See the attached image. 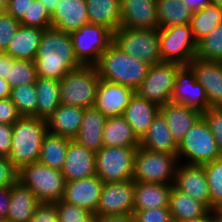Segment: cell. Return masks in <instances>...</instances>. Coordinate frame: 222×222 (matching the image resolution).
I'll return each mask as SVG.
<instances>
[{
	"mask_svg": "<svg viewBox=\"0 0 222 222\" xmlns=\"http://www.w3.org/2000/svg\"><path fill=\"white\" fill-rule=\"evenodd\" d=\"M34 62L37 76L58 81L82 66L76 59L70 33L55 27L44 29Z\"/></svg>",
	"mask_w": 222,
	"mask_h": 222,
	"instance_id": "6da1fadb",
	"label": "cell"
},
{
	"mask_svg": "<svg viewBox=\"0 0 222 222\" xmlns=\"http://www.w3.org/2000/svg\"><path fill=\"white\" fill-rule=\"evenodd\" d=\"M149 66L112 43L101 54L96 68L100 79L125 85L136 91L146 77Z\"/></svg>",
	"mask_w": 222,
	"mask_h": 222,
	"instance_id": "7a4b0ae2",
	"label": "cell"
},
{
	"mask_svg": "<svg viewBox=\"0 0 222 222\" xmlns=\"http://www.w3.org/2000/svg\"><path fill=\"white\" fill-rule=\"evenodd\" d=\"M47 132L46 120L35 116H21L13 124L8 158L18 170L24 165L38 162L42 140Z\"/></svg>",
	"mask_w": 222,
	"mask_h": 222,
	"instance_id": "3957f363",
	"label": "cell"
},
{
	"mask_svg": "<svg viewBox=\"0 0 222 222\" xmlns=\"http://www.w3.org/2000/svg\"><path fill=\"white\" fill-rule=\"evenodd\" d=\"M100 78L96 66H81L59 80L60 103L83 109L94 107Z\"/></svg>",
	"mask_w": 222,
	"mask_h": 222,
	"instance_id": "277c9868",
	"label": "cell"
},
{
	"mask_svg": "<svg viewBox=\"0 0 222 222\" xmlns=\"http://www.w3.org/2000/svg\"><path fill=\"white\" fill-rule=\"evenodd\" d=\"M220 157L216 138L210 130L208 123L201 117L187 131L183 140L179 143L177 151L178 161L182 163L185 160V164L189 165H203Z\"/></svg>",
	"mask_w": 222,
	"mask_h": 222,
	"instance_id": "5b68a950",
	"label": "cell"
},
{
	"mask_svg": "<svg viewBox=\"0 0 222 222\" xmlns=\"http://www.w3.org/2000/svg\"><path fill=\"white\" fill-rule=\"evenodd\" d=\"M18 181L31 189L40 202L60 201L66 180L62 172L40 162L27 164L19 169Z\"/></svg>",
	"mask_w": 222,
	"mask_h": 222,
	"instance_id": "8992f818",
	"label": "cell"
},
{
	"mask_svg": "<svg viewBox=\"0 0 222 222\" xmlns=\"http://www.w3.org/2000/svg\"><path fill=\"white\" fill-rule=\"evenodd\" d=\"M178 164L177 155L139 147L135 154L133 180L173 185Z\"/></svg>",
	"mask_w": 222,
	"mask_h": 222,
	"instance_id": "52a82bcc",
	"label": "cell"
},
{
	"mask_svg": "<svg viewBox=\"0 0 222 222\" xmlns=\"http://www.w3.org/2000/svg\"><path fill=\"white\" fill-rule=\"evenodd\" d=\"M113 43L124 53L149 65L162 62L158 29H135L120 27L113 33Z\"/></svg>",
	"mask_w": 222,
	"mask_h": 222,
	"instance_id": "ba28073f",
	"label": "cell"
},
{
	"mask_svg": "<svg viewBox=\"0 0 222 222\" xmlns=\"http://www.w3.org/2000/svg\"><path fill=\"white\" fill-rule=\"evenodd\" d=\"M70 37L76 59L82 66H96L101 54L113 43V32L93 23L71 32Z\"/></svg>",
	"mask_w": 222,
	"mask_h": 222,
	"instance_id": "9c48e42d",
	"label": "cell"
},
{
	"mask_svg": "<svg viewBox=\"0 0 222 222\" xmlns=\"http://www.w3.org/2000/svg\"><path fill=\"white\" fill-rule=\"evenodd\" d=\"M158 38L162 62L188 65L196 56L197 42L190 24L159 28Z\"/></svg>",
	"mask_w": 222,
	"mask_h": 222,
	"instance_id": "30bf717a",
	"label": "cell"
},
{
	"mask_svg": "<svg viewBox=\"0 0 222 222\" xmlns=\"http://www.w3.org/2000/svg\"><path fill=\"white\" fill-rule=\"evenodd\" d=\"M136 150L103 146L96 152V175L104 183L132 180Z\"/></svg>",
	"mask_w": 222,
	"mask_h": 222,
	"instance_id": "8fae6325",
	"label": "cell"
},
{
	"mask_svg": "<svg viewBox=\"0 0 222 222\" xmlns=\"http://www.w3.org/2000/svg\"><path fill=\"white\" fill-rule=\"evenodd\" d=\"M182 66L173 62L150 65L146 77L135 93L158 106L165 105L171 101L176 75Z\"/></svg>",
	"mask_w": 222,
	"mask_h": 222,
	"instance_id": "7c38bea8",
	"label": "cell"
},
{
	"mask_svg": "<svg viewBox=\"0 0 222 222\" xmlns=\"http://www.w3.org/2000/svg\"><path fill=\"white\" fill-rule=\"evenodd\" d=\"M134 180L104 183L95 216L133 214Z\"/></svg>",
	"mask_w": 222,
	"mask_h": 222,
	"instance_id": "4fadbf2b",
	"label": "cell"
},
{
	"mask_svg": "<svg viewBox=\"0 0 222 222\" xmlns=\"http://www.w3.org/2000/svg\"><path fill=\"white\" fill-rule=\"evenodd\" d=\"M171 102L183 104L201 112L209 108L205 90L197 82L194 72L188 65H183L177 72Z\"/></svg>",
	"mask_w": 222,
	"mask_h": 222,
	"instance_id": "5bb4252c",
	"label": "cell"
},
{
	"mask_svg": "<svg viewBox=\"0 0 222 222\" xmlns=\"http://www.w3.org/2000/svg\"><path fill=\"white\" fill-rule=\"evenodd\" d=\"M206 93L209 107H222V62L194 57L188 64Z\"/></svg>",
	"mask_w": 222,
	"mask_h": 222,
	"instance_id": "9a60e30c",
	"label": "cell"
},
{
	"mask_svg": "<svg viewBox=\"0 0 222 222\" xmlns=\"http://www.w3.org/2000/svg\"><path fill=\"white\" fill-rule=\"evenodd\" d=\"M120 27L159 29L156 0H120Z\"/></svg>",
	"mask_w": 222,
	"mask_h": 222,
	"instance_id": "2e32d148",
	"label": "cell"
},
{
	"mask_svg": "<svg viewBox=\"0 0 222 222\" xmlns=\"http://www.w3.org/2000/svg\"><path fill=\"white\" fill-rule=\"evenodd\" d=\"M135 91L125 85L100 79L95 107L106 117L123 115Z\"/></svg>",
	"mask_w": 222,
	"mask_h": 222,
	"instance_id": "e0dca14e",
	"label": "cell"
},
{
	"mask_svg": "<svg viewBox=\"0 0 222 222\" xmlns=\"http://www.w3.org/2000/svg\"><path fill=\"white\" fill-rule=\"evenodd\" d=\"M103 184L97 175L66 182L61 200L95 213Z\"/></svg>",
	"mask_w": 222,
	"mask_h": 222,
	"instance_id": "ac0fdd59",
	"label": "cell"
},
{
	"mask_svg": "<svg viewBox=\"0 0 222 222\" xmlns=\"http://www.w3.org/2000/svg\"><path fill=\"white\" fill-rule=\"evenodd\" d=\"M173 186L210 209V193L203 165H189L179 162Z\"/></svg>",
	"mask_w": 222,
	"mask_h": 222,
	"instance_id": "d6986e66",
	"label": "cell"
},
{
	"mask_svg": "<svg viewBox=\"0 0 222 222\" xmlns=\"http://www.w3.org/2000/svg\"><path fill=\"white\" fill-rule=\"evenodd\" d=\"M96 153L71 139L63 168L66 182L96 175Z\"/></svg>",
	"mask_w": 222,
	"mask_h": 222,
	"instance_id": "ffe728a7",
	"label": "cell"
},
{
	"mask_svg": "<svg viewBox=\"0 0 222 222\" xmlns=\"http://www.w3.org/2000/svg\"><path fill=\"white\" fill-rule=\"evenodd\" d=\"M88 23L86 0H60L51 14V27L66 33L77 31Z\"/></svg>",
	"mask_w": 222,
	"mask_h": 222,
	"instance_id": "44dd1931",
	"label": "cell"
},
{
	"mask_svg": "<svg viewBox=\"0 0 222 222\" xmlns=\"http://www.w3.org/2000/svg\"><path fill=\"white\" fill-rule=\"evenodd\" d=\"M140 147L151 152L177 155L178 144L175 142L167 120L161 111L157 113L147 132L140 139Z\"/></svg>",
	"mask_w": 222,
	"mask_h": 222,
	"instance_id": "7402d4cb",
	"label": "cell"
},
{
	"mask_svg": "<svg viewBox=\"0 0 222 222\" xmlns=\"http://www.w3.org/2000/svg\"><path fill=\"white\" fill-rule=\"evenodd\" d=\"M167 120L170 132L179 145L187 131L202 117V112L183 104L167 102L160 106Z\"/></svg>",
	"mask_w": 222,
	"mask_h": 222,
	"instance_id": "603a6c76",
	"label": "cell"
},
{
	"mask_svg": "<svg viewBox=\"0 0 222 222\" xmlns=\"http://www.w3.org/2000/svg\"><path fill=\"white\" fill-rule=\"evenodd\" d=\"M83 114V108L60 104L46 119L48 132L74 139L79 133Z\"/></svg>",
	"mask_w": 222,
	"mask_h": 222,
	"instance_id": "cb8c5ba5",
	"label": "cell"
},
{
	"mask_svg": "<svg viewBox=\"0 0 222 222\" xmlns=\"http://www.w3.org/2000/svg\"><path fill=\"white\" fill-rule=\"evenodd\" d=\"M106 120L107 117L95 106L84 109L81 127L74 140L96 153L103 147L102 136Z\"/></svg>",
	"mask_w": 222,
	"mask_h": 222,
	"instance_id": "d4e9b609",
	"label": "cell"
},
{
	"mask_svg": "<svg viewBox=\"0 0 222 222\" xmlns=\"http://www.w3.org/2000/svg\"><path fill=\"white\" fill-rule=\"evenodd\" d=\"M159 111L160 106L135 93L122 116L130 124L137 137L141 139Z\"/></svg>",
	"mask_w": 222,
	"mask_h": 222,
	"instance_id": "484cf974",
	"label": "cell"
},
{
	"mask_svg": "<svg viewBox=\"0 0 222 222\" xmlns=\"http://www.w3.org/2000/svg\"><path fill=\"white\" fill-rule=\"evenodd\" d=\"M40 203L34 192L18 181L11 186L6 219L10 222H28Z\"/></svg>",
	"mask_w": 222,
	"mask_h": 222,
	"instance_id": "4316f807",
	"label": "cell"
},
{
	"mask_svg": "<svg viewBox=\"0 0 222 222\" xmlns=\"http://www.w3.org/2000/svg\"><path fill=\"white\" fill-rule=\"evenodd\" d=\"M44 29L20 25L4 51L14 59L34 61Z\"/></svg>",
	"mask_w": 222,
	"mask_h": 222,
	"instance_id": "83f0119b",
	"label": "cell"
},
{
	"mask_svg": "<svg viewBox=\"0 0 222 222\" xmlns=\"http://www.w3.org/2000/svg\"><path fill=\"white\" fill-rule=\"evenodd\" d=\"M135 182L134 210L168 207L172 185Z\"/></svg>",
	"mask_w": 222,
	"mask_h": 222,
	"instance_id": "f1b7e54d",
	"label": "cell"
},
{
	"mask_svg": "<svg viewBox=\"0 0 222 222\" xmlns=\"http://www.w3.org/2000/svg\"><path fill=\"white\" fill-rule=\"evenodd\" d=\"M168 207L173 222L205 217L210 211L204 203L177 190L173 185L170 192Z\"/></svg>",
	"mask_w": 222,
	"mask_h": 222,
	"instance_id": "f546056e",
	"label": "cell"
},
{
	"mask_svg": "<svg viewBox=\"0 0 222 222\" xmlns=\"http://www.w3.org/2000/svg\"><path fill=\"white\" fill-rule=\"evenodd\" d=\"M102 139L106 147H140V139L122 115L107 117Z\"/></svg>",
	"mask_w": 222,
	"mask_h": 222,
	"instance_id": "4dcf8cb0",
	"label": "cell"
},
{
	"mask_svg": "<svg viewBox=\"0 0 222 222\" xmlns=\"http://www.w3.org/2000/svg\"><path fill=\"white\" fill-rule=\"evenodd\" d=\"M90 23L103 25L113 33L121 26L120 0H86Z\"/></svg>",
	"mask_w": 222,
	"mask_h": 222,
	"instance_id": "1f68e13d",
	"label": "cell"
},
{
	"mask_svg": "<svg viewBox=\"0 0 222 222\" xmlns=\"http://www.w3.org/2000/svg\"><path fill=\"white\" fill-rule=\"evenodd\" d=\"M34 85L37 92L36 117L46 120L61 104L59 81L37 76Z\"/></svg>",
	"mask_w": 222,
	"mask_h": 222,
	"instance_id": "d6a6232c",
	"label": "cell"
},
{
	"mask_svg": "<svg viewBox=\"0 0 222 222\" xmlns=\"http://www.w3.org/2000/svg\"><path fill=\"white\" fill-rule=\"evenodd\" d=\"M70 140L68 137L47 132L42 140L38 162L61 171Z\"/></svg>",
	"mask_w": 222,
	"mask_h": 222,
	"instance_id": "836d02e7",
	"label": "cell"
},
{
	"mask_svg": "<svg viewBox=\"0 0 222 222\" xmlns=\"http://www.w3.org/2000/svg\"><path fill=\"white\" fill-rule=\"evenodd\" d=\"M159 28L190 24L193 11L181 0H156Z\"/></svg>",
	"mask_w": 222,
	"mask_h": 222,
	"instance_id": "e575fe53",
	"label": "cell"
},
{
	"mask_svg": "<svg viewBox=\"0 0 222 222\" xmlns=\"http://www.w3.org/2000/svg\"><path fill=\"white\" fill-rule=\"evenodd\" d=\"M222 22V6L209 4L202 10L193 12L190 27L195 41L198 43Z\"/></svg>",
	"mask_w": 222,
	"mask_h": 222,
	"instance_id": "d590c367",
	"label": "cell"
},
{
	"mask_svg": "<svg viewBox=\"0 0 222 222\" xmlns=\"http://www.w3.org/2000/svg\"><path fill=\"white\" fill-rule=\"evenodd\" d=\"M37 78L35 62L14 59L9 56V71L6 79L11 89L21 85L34 84Z\"/></svg>",
	"mask_w": 222,
	"mask_h": 222,
	"instance_id": "8d00e7d4",
	"label": "cell"
},
{
	"mask_svg": "<svg viewBox=\"0 0 222 222\" xmlns=\"http://www.w3.org/2000/svg\"><path fill=\"white\" fill-rule=\"evenodd\" d=\"M210 193V209L222 208V157L203 164Z\"/></svg>",
	"mask_w": 222,
	"mask_h": 222,
	"instance_id": "74e56055",
	"label": "cell"
},
{
	"mask_svg": "<svg viewBox=\"0 0 222 222\" xmlns=\"http://www.w3.org/2000/svg\"><path fill=\"white\" fill-rule=\"evenodd\" d=\"M10 99L15 104L20 116H35L37 92L34 84L21 85L11 89Z\"/></svg>",
	"mask_w": 222,
	"mask_h": 222,
	"instance_id": "f35d334b",
	"label": "cell"
},
{
	"mask_svg": "<svg viewBox=\"0 0 222 222\" xmlns=\"http://www.w3.org/2000/svg\"><path fill=\"white\" fill-rule=\"evenodd\" d=\"M196 57L222 61V22L197 43Z\"/></svg>",
	"mask_w": 222,
	"mask_h": 222,
	"instance_id": "ab89813d",
	"label": "cell"
},
{
	"mask_svg": "<svg viewBox=\"0 0 222 222\" xmlns=\"http://www.w3.org/2000/svg\"><path fill=\"white\" fill-rule=\"evenodd\" d=\"M57 208L58 222H95V214L84 208L65 201L54 202Z\"/></svg>",
	"mask_w": 222,
	"mask_h": 222,
	"instance_id": "60d3db41",
	"label": "cell"
},
{
	"mask_svg": "<svg viewBox=\"0 0 222 222\" xmlns=\"http://www.w3.org/2000/svg\"><path fill=\"white\" fill-rule=\"evenodd\" d=\"M20 25L46 29L51 27V15L41 1L34 0L20 20Z\"/></svg>",
	"mask_w": 222,
	"mask_h": 222,
	"instance_id": "b9f144b4",
	"label": "cell"
},
{
	"mask_svg": "<svg viewBox=\"0 0 222 222\" xmlns=\"http://www.w3.org/2000/svg\"><path fill=\"white\" fill-rule=\"evenodd\" d=\"M202 117L214 134L222 157V107H209L202 112Z\"/></svg>",
	"mask_w": 222,
	"mask_h": 222,
	"instance_id": "7bdbcfd3",
	"label": "cell"
},
{
	"mask_svg": "<svg viewBox=\"0 0 222 222\" xmlns=\"http://www.w3.org/2000/svg\"><path fill=\"white\" fill-rule=\"evenodd\" d=\"M20 26V21L7 12L0 16V52H4Z\"/></svg>",
	"mask_w": 222,
	"mask_h": 222,
	"instance_id": "ee69618b",
	"label": "cell"
},
{
	"mask_svg": "<svg viewBox=\"0 0 222 222\" xmlns=\"http://www.w3.org/2000/svg\"><path fill=\"white\" fill-rule=\"evenodd\" d=\"M135 222H173L169 207L134 210Z\"/></svg>",
	"mask_w": 222,
	"mask_h": 222,
	"instance_id": "f6af8a7d",
	"label": "cell"
},
{
	"mask_svg": "<svg viewBox=\"0 0 222 222\" xmlns=\"http://www.w3.org/2000/svg\"><path fill=\"white\" fill-rule=\"evenodd\" d=\"M19 170L8 157L0 156V189L11 187L18 182Z\"/></svg>",
	"mask_w": 222,
	"mask_h": 222,
	"instance_id": "bcb514c9",
	"label": "cell"
},
{
	"mask_svg": "<svg viewBox=\"0 0 222 222\" xmlns=\"http://www.w3.org/2000/svg\"><path fill=\"white\" fill-rule=\"evenodd\" d=\"M28 222H58L55 203L41 202Z\"/></svg>",
	"mask_w": 222,
	"mask_h": 222,
	"instance_id": "7dc6e473",
	"label": "cell"
},
{
	"mask_svg": "<svg viewBox=\"0 0 222 222\" xmlns=\"http://www.w3.org/2000/svg\"><path fill=\"white\" fill-rule=\"evenodd\" d=\"M20 117L10 97L0 99V123L14 124Z\"/></svg>",
	"mask_w": 222,
	"mask_h": 222,
	"instance_id": "c3c4849f",
	"label": "cell"
},
{
	"mask_svg": "<svg viewBox=\"0 0 222 222\" xmlns=\"http://www.w3.org/2000/svg\"><path fill=\"white\" fill-rule=\"evenodd\" d=\"M13 124L0 123V156L8 157L12 146Z\"/></svg>",
	"mask_w": 222,
	"mask_h": 222,
	"instance_id": "681fc988",
	"label": "cell"
},
{
	"mask_svg": "<svg viewBox=\"0 0 222 222\" xmlns=\"http://www.w3.org/2000/svg\"><path fill=\"white\" fill-rule=\"evenodd\" d=\"M33 1L34 0H10L7 6V13L20 21L24 17L25 12L28 11L30 3H33Z\"/></svg>",
	"mask_w": 222,
	"mask_h": 222,
	"instance_id": "f907efd6",
	"label": "cell"
},
{
	"mask_svg": "<svg viewBox=\"0 0 222 222\" xmlns=\"http://www.w3.org/2000/svg\"><path fill=\"white\" fill-rule=\"evenodd\" d=\"M11 196V187L0 189V220L6 219Z\"/></svg>",
	"mask_w": 222,
	"mask_h": 222,
	"instance_id": "816d5d0a",
	"label": "cell"
},
{
	"mask_svg": "<svg viewBox=\"0 0 222 222\" xmlns=\"http://www.w3.org/2000/svg\"><path fill=\"white\" fill-rule=\"evenodd\" d=\"M95 222H135L133 214L96 216Z\"/></svg>",
	"mask_w": 222,
	"mask_h": 222,
	"instance_id": "f5cc1de1",
	"label": "cell"
},
{
	"mask_svg": "<svg viewBox=\"0 0 222 222\" xmlns=\"http://www.w3.org/2000/svg\"><path fill=\"white\" fill-rule=\"evenodd\" d=\"M193 12L202 10L210 4V0H181Z\"/></svg>",
	"mask_w": 222,
	"mask_h": 222,
	"instance_id": "db71d44e",
	"label": "cell"
},
{
	"mask_svg": "<svg viewBox=\"0 0 222 222\" xmlns=\"http://www.w3.org/2000/svg\"><path fill=\"white\" fill-rule=\"evenodd\" d=\"M9 71V56L5 52H0V77L7 79Z\"/></svg>",
	"mask_w": 222,
	"mask_h": 222,
	"instance_id": "11a10c76",
	"label": "cell"
},
{
	"mask_svg": "<svg viewBox=\"0 0 222 222\" xmlns=\"http://www.w3.org/2000/svg\"><path fill=\"white\" fill-rule=\"evenodd\" d=\"M11 96V88L6 79L0 77V99H6Z\"/></svg>",
	"mask_w": 222,
	"mask_h": 222,
	"instance_id": "9f6ffc18",
	"label": "cell"
},
{
	"mask_svg": "<svg viewBox=\"0 0 222 222\" xmlns=\"http://www.w3.org/2000/svg\"><path fill=\"white\" fill-rule=\"evenodd\" d=\"M43 3L48 13L51 15L60 0H39Z\"/></svg>",
	"mask_w": 222,
	"mask_h": 222,
	"instance_id": "6f0895ef",
	"label": "cell"
},
{
	"mask_svg": "<svg viewBox=\"0 0 222 222\" xmlns=\"http://www.w3.org/2000/svg\"><path fill=\"white\" fill-rule=\"evenodd\" d=\"M209 212L212 222H222V208H213Z\"/></svg>",
	"mask_w": 222,
	"mask_h": 222,
	"instance_id": "680465c9",
	"label": "cell"
},
{
	"mask_svg": "<svg viewBox=\"0 0 222 222\" xmlns=\"http://www.w3.org/2000/svg\"><path fill=\"white\" fill-rule=\"evenodd\" d=\"M177 222H212V219L209 212L205 217H201V218L193 219V220H182V221H177Z\"/></svg>",
	"mask_w": 222,
	"mask_h": 222,
	"instance_id": "91938a15",
	"label": "cell"
},
{
	"mask_svg": "<svg viewBox=\"0 0 222 222\" xmlns=\"http://www.w3.org/2000/svg\"><path fill=\"white\" fill-rule=\"evenodd\" d=\"M7 12V8L0 4V16L4 15Z\"/></svg>",
	"mask_w": 222,
	"mask_h": 222,
	"instance_id": "94428289",
	"label": "cell"
},
{
	"mask_svg": "<svg viewBox=\"0 0 222 222\" xmlns=\"http://www.w3.org/2000/svg\"><path fill=\"white\" fill-rule=\"evenodd\" d=\"M211 4H216L218 6H222V0H210Z\"/></svg>",
	"mask_w": 222,
	"mask_h": 222,
	"instance_id": "6125c7cd",
	"label": "cell"
},
{
	"mask_svg": "<svg viewBox=\"0 0 222 222\" xmlns=\"http://www.w3.org/2000/svg\"><path fill=\"white\" fill-rule=\"evenodd\" d=\"M9 1L10 0H0V4L4 5L7 8Z\"/></svg>",
	"mask_w": 222,
	"mask_h": 222,
	"instance_id": "be15d7a7",
	"label": "cell"
},
{
	"mask_svg": "<svg viewBox=\"0 0 222 222\" xmlns=\"http://www.w3.org/2000/svg\"><path fill=\"white\" fill-rule=\"evenodd\" d=\"M0 222H10V221L7 219H3V220H0Z\"/></svg>",
	"mask_w": 222,
	"mask_h": 222,
	"instance_id": "e7e4bbea",
	"label": "cell"
}]
</instances>
